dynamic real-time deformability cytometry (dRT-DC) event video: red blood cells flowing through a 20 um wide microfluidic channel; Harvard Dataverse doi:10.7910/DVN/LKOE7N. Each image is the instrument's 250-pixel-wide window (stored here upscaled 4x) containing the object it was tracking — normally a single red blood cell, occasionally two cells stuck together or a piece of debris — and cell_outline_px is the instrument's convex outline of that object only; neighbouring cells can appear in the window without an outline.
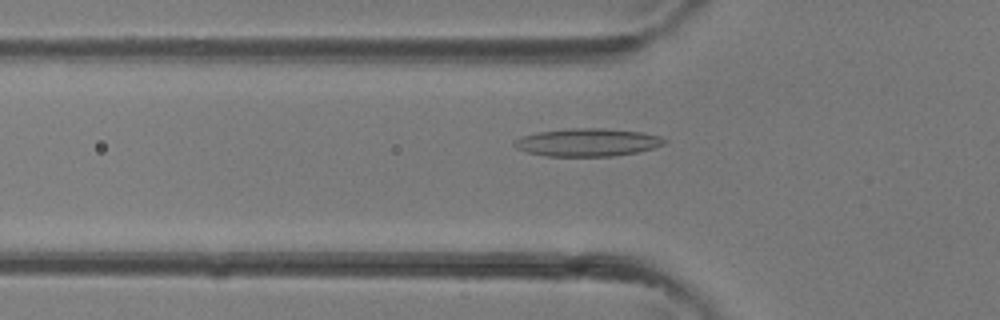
{"species": "common noctule bat (a hibernating species)", "species_latin": "Nyctalus noctula", "temperature_condition": "room temperature", "stored_images_in_passage": 27, "camera_frame_rate_fps": 3000, "um_per_image_px": 0.085, "animal": {"sex": "female"}, "frame": {"image": 1, "passage_image": 3, "time_ms": 0.667, "image_size_px": [1000, 320], "cell_outline_px": [[668, 140], [664, 144], [652, 148], [636, 152], [612, 156], [548, 156], [528, 152], [516, 148], [512, 144], [512, 140], [520, 136], [536, 132], [572, 128], [604, 128], [640, 132], [660, 136]], "centroid_in_image_um": [49.89, 12.09], "position_along_channel_um": 75.9, "area_um2": 24.39}}
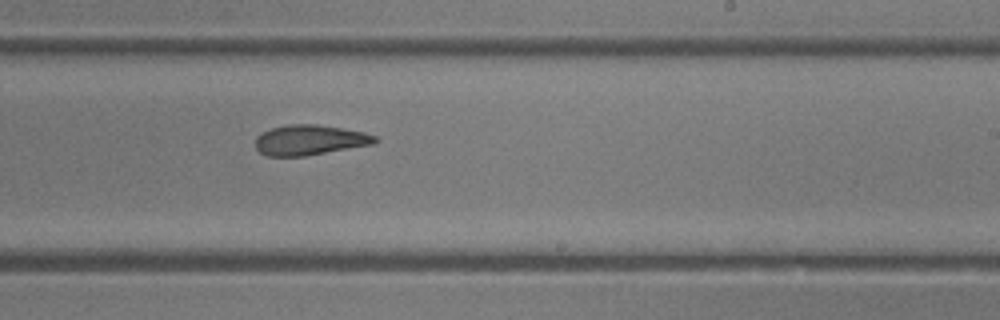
{"frame": {"image": 2, "passage_image": 13, "time_ms": 4.0, "image_size_px": [1000, 320], "cell_outline_px": [[380, 140], [376, 144], [304, 156], [268, 156], [260, 152], [256, 148], [256, 136], [272, 128], [288, 124], [316, 124], [364, 132], [376, 136]], "centroid_in_image_um": [26.37, 11.9], "position_along_channel_um": 262.6, "area_um2": 21.04}}
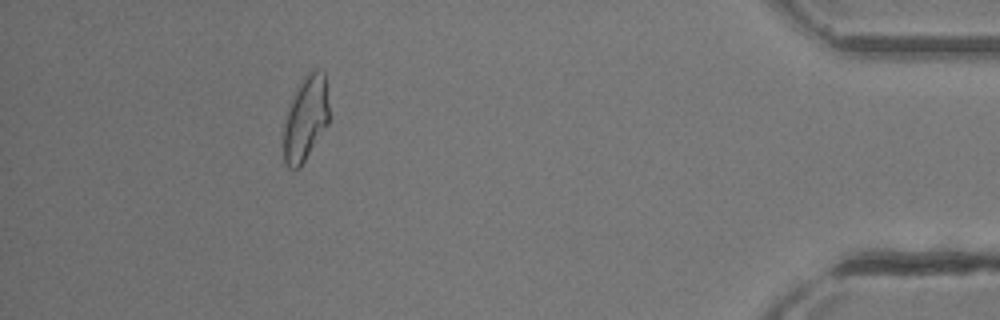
{"frame": {"image": 3, "passage_image": 24, "time_ms": 7.667, "image_size_px": [1000, 320], "cell_outline_px": [[328, 124], [300, 168], [288, 168], [284, 160], [284, 124], [288, 104], [300, 80], [308, 72], [316, 68], [320, 68], [324, 72], [328, 104]], "centroid_in_image_um": [25.96, 10.03], "position_along_channel_um": 409.2, "area_um2": 22.6}}